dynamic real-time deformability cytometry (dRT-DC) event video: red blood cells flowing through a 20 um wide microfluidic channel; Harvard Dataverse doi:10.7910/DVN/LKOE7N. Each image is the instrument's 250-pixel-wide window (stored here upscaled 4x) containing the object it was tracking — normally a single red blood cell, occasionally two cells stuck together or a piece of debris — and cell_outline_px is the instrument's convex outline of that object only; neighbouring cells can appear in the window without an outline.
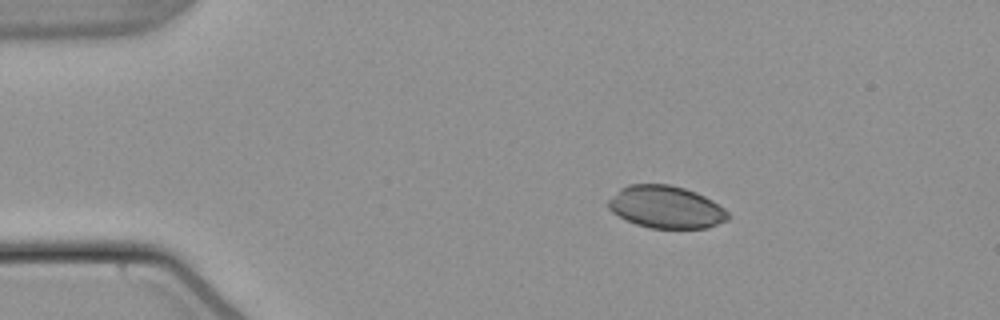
{"species": "common noctule bat (a hibernating species)", "species_latin": "Nyctalus noctula", "temperature_condition": "warm", "stored_images_in_passage": 45, "camera_frame_rate_fps": 3000, "um_per_image_px": 0.085, "animal": {"sex": "male", "body_mass_g": 21.5, "forearm_length_mm": 52.0}, "frame": {"image": 1, "passage_image": 1, "time_ms": 0.0, "image_size_px": [1000, 320], "cell_outline_px": [[728, 220], [708, 228], [648, 228], [636, 224], [612, 212], [608, 208], [608, 200], [620, 188], [628, 184], [668, 184], [684, 188], [696, 192], [712, 200], [724, 208], [728, 212]], "centroid_in_image_um": [56.61, 17.6], "position_along_channel_um": 28.4, "area_um2": 29.54}}
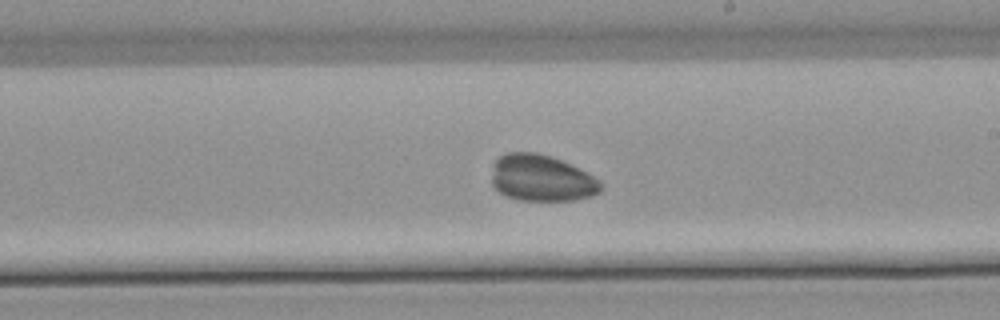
{"frame": {"image": 2, "passage_image": 23, "time_ms": 7.333, "image_size_px": [1000, 320], "cell_outline_px": [[604, 188], [600, 192], [592, 196], [572, 200], [520, 200], [508, 196], [500, 192], [492, 184], [492, 164], [500, 156], [508, 152], [536, 152], [552, 156], [600, 180]], "centroid_in_image_um": [46.02, 15.14], "position_along_channel_um": 243.0, "area_um2": 29.42}}
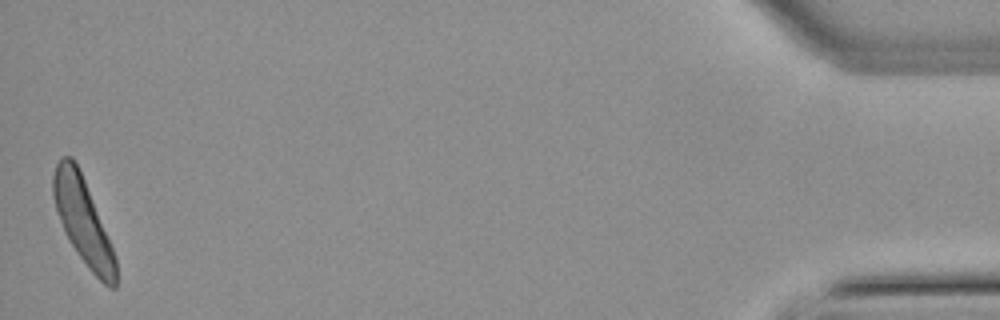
{"frame": {"image": 3, "passage_image": 45, "time_ms": 14.667, "image_size_px": [1000, 320], "cell_outline_px": [[116, 288], [108, 288], [88, 268], [68, 240], [64, 232], [52, 196], [52, 176], [56, 164], [64, 156], [72, 156], [84, 180], [112, 248], [116, 260]], "centroid_in_image_um": [7.02, 18.81], "position_along_channel_um": 428.2, "area_um2": 30.52}}